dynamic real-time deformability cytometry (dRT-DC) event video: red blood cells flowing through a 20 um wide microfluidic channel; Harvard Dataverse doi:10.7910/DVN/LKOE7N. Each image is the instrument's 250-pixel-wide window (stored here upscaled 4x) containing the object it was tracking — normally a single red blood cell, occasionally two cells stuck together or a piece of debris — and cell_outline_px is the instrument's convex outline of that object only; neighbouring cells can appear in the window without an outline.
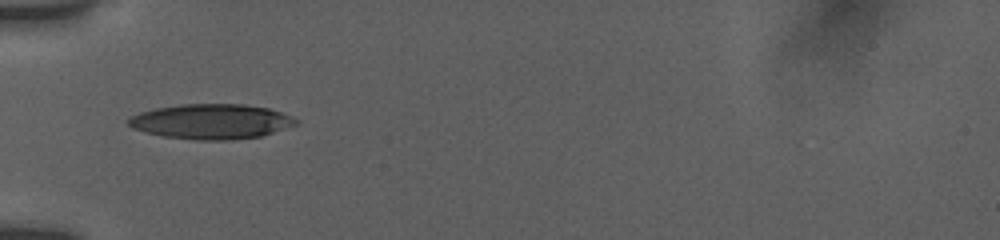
{"species": "human", "species_latin": "Homo sapiens", "temperature_condition": "room temperature", "stored_images_in_passage": 26, "camera_frame_rate_fps": 3000, "um_per_image_px": 0.085, "donor": {"sex": "female"}, "frame": {"image": 1, "passage_image": 1, "time_ms": 0.0, "image_size_px": [1000, 240], "cell_outline_px": [[300, 120], [296, 124], [260, 136], [232, 140], [196, 140], [164, 136], [144, 132], [132, 128], [128, 124], [128, 120], [132, 116], [140, 112], [156, 108], [180, 104], [244, 104], [268, 108], [280, 112]], "centroid_in_image_um": [17.94, 10.33], "position_along_channel_um": 67.1, "area_um2": 33.99}}
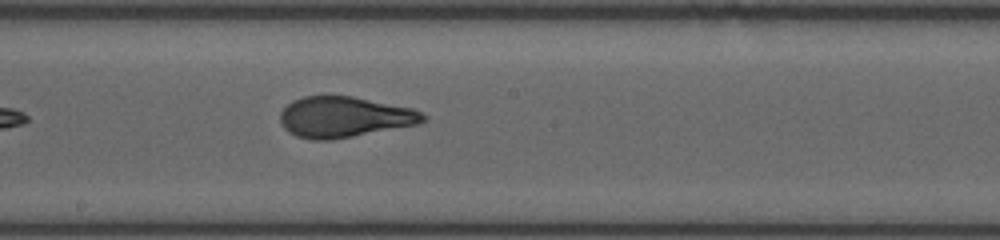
{"frame": {"image": 2, "passage_image": 12, "time_ms": 4.0, "image_size_px": [1000, 240], "cell_outline_px": [[428, 120], [420, 124], [332, 140], [312, 140], [296, 136], [288, 132], [284, 128], [280, 120], [280, 112], [292, 100], [304, 96], [352, 96], [412, 108], [428, 116]], "centroid_in_image_um": [29.28, 9.95], "position_along_channel_um": 218.9, "area_um2": 34.1}}
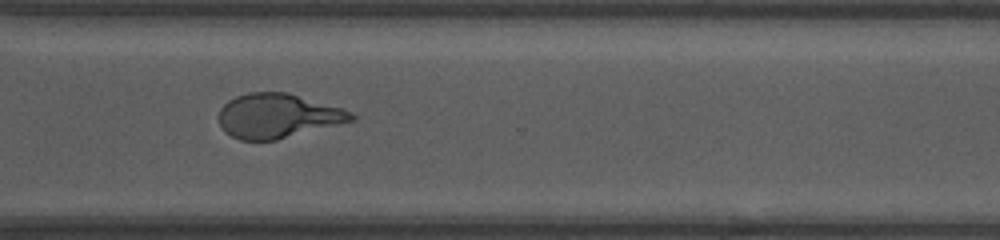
{"frame": {"image": 3, "passage_image": 19, "time_ms": 7.333, "image_size_px": [1000, 240], "cell_outline_px": [[356, 120], [276, 140], [240, 140], [224, 132], [220, 124], [220, 108], [228, 100], [236, 96], [248, 92], [288, 92], [340, 108], [352, 112], [356, 116]], "centroid_in_image_um": [23.6, 9.85], "position_along_channel_um": 347.0, "area_um2": 34.16}, "authors_computed_cell_mechanics": {"area_um2": 34.1309, "velocity_mm_per_s": 3.8714, "shape_relaxation_time_tau1_ms": 4.3776, "shape_relaxation_time_tau2_ms": 0.9196, "deformation_change_tau1": 0.2001, "deformation_change_tau2": 0.0802}}